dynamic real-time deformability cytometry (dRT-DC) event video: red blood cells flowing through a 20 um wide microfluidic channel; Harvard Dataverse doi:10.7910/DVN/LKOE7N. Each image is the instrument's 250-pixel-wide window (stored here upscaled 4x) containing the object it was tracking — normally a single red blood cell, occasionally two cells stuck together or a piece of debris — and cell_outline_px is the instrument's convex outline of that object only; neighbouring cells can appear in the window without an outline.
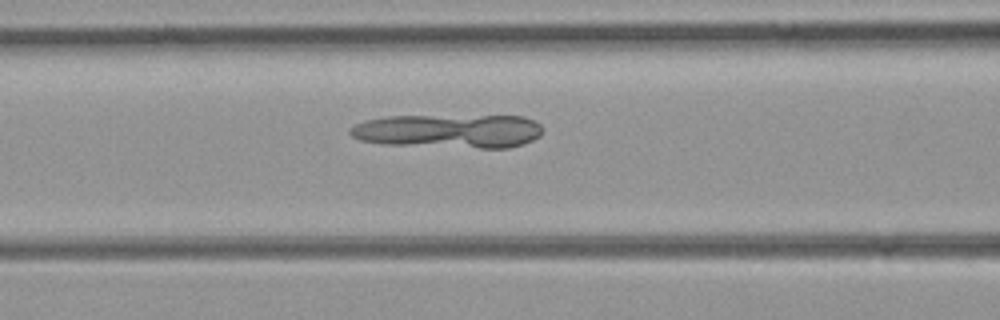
{"species": "common noctule bat (a hibernating species)", "species_latin": "Nyctalus noctula", "temperature_condition": "room temperature", "stored_images_in_passage": 41, "camera_frame_rate_fps": 3000, "um_per_image_px": 0.085, "animal": {"sex": "female", "body_mass_g": 21.9}, "frame": {"image": 1, "passage_image": 21, "time_ms": 6.667, "image_size_px": [1000, 320], "cell_outline_px": [[544, 128], [540, 136], [524, 144], [508, 148], [480, 148], [384, 144], [360, 140], [352, 136], [348, 132], [348, 128], [364, 120], [388, 116], [524, 116], [540, 124]], "centroid_in_image_um": [38.16, 11.14], "position_along_channel_um": 128.4, "area_um2": 38.26}}
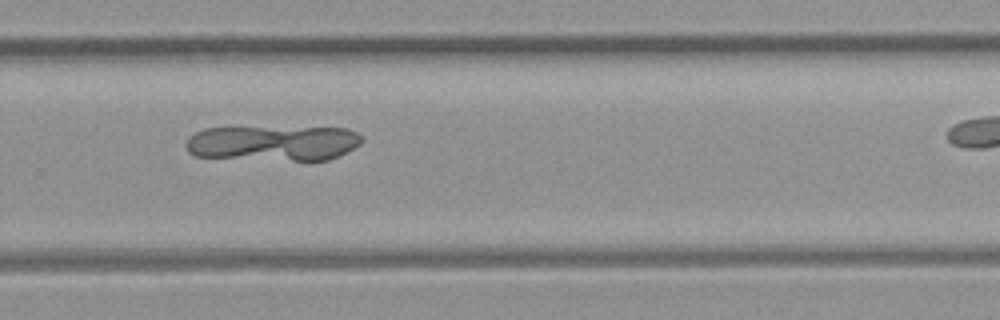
{"frame": {"image": 2, "passage_image": 34, "time_ms": 11.0, "image_size_px": [1000, 320], "cell_outline_px": [[364, 140], [360, 144], [328, 160], [292, 160], [196, 156], [188, 152], [184, 144], [188, 136], [204, 128], [348, 128], [356, 132]], "centroid_in_image_um": [23.19, 12.16], "position_along_channel_um": 306.6, "area_um2": 35.78}}
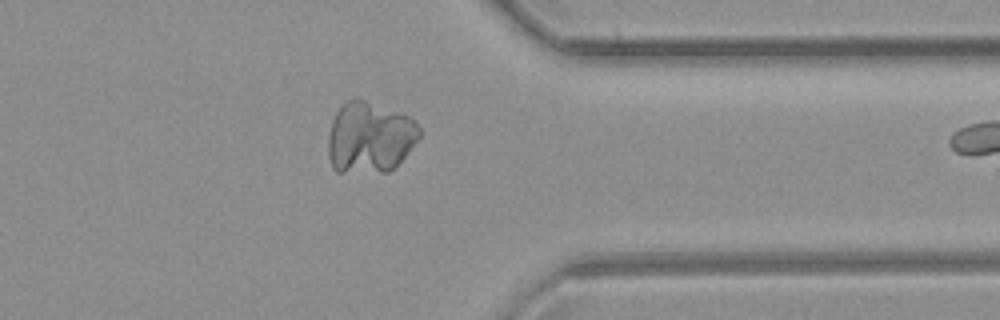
{"frame": {"image": 3, "passage_image": 40, "time_ms": 13.0, "image_size_px": [1000, 320], "cell_outline_px": [[420, 136], [404, 156], [388, 172], [336, 172], [332, 168], [328, 156], [328, 136], [332, 120], [336, 112], [348, 100], [356, 96], [400, 112], [416, 120], [420, 128]], "centroid_in_image_um": [31.4, 11.66], "position_along_channel_um": 380.0, "area_um2": 38.09}}